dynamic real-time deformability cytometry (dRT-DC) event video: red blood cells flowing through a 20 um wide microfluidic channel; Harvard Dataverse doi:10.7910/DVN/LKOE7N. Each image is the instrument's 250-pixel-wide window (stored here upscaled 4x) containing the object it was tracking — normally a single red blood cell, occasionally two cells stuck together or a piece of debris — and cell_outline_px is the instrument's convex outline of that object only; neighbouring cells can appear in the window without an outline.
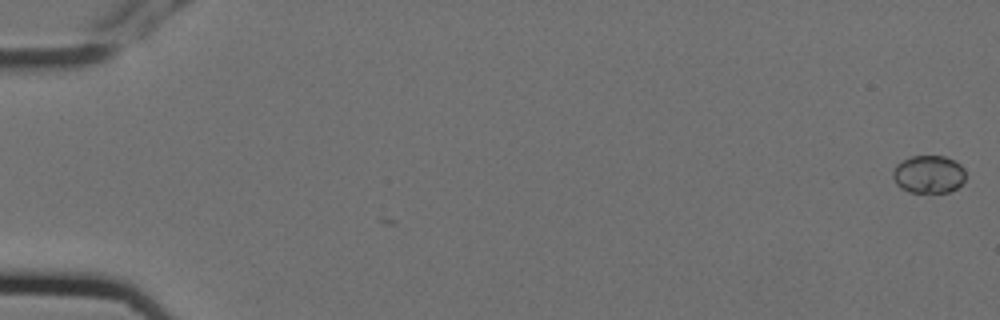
{"species": "Egyptian fruit bat (a non-hibernating species)", "species_latin": "Rousettus aegyptiacus", "temperature_condition": "cold", "stored_images_in_passage": 9, "camera_frame_rate_fps": 3000, "um_per_image_px": 0.085, "animal": {"sex": "female"}, "frame": {"image": 1, "passage_image": 1, "time_ms": 0.0, "image_size_px": [1000, 320], "cell_outline_px": [[964, 180], [956, 188], [948, 192], [908, 192], [900, 188], [896, 184], [892, 176], [892, 172], [896, 164], [912, 156], [944, 156], [960, 164], [964, 168]], "centroid_in_image_um": [78.9, 14.82], "position_along_channel_um": 6.1, "area_um2": 15.95}}
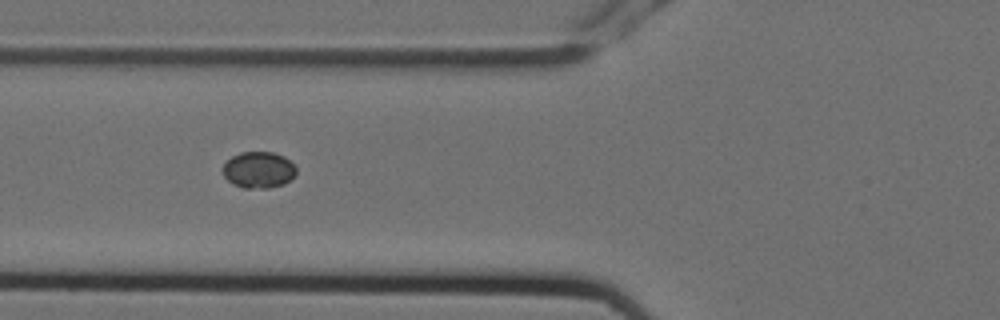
{"frame": {"image": 2, "passage_image": 7, "time_ms": 2.0, "image_size_px": [1000, 320], "cell_outline_px": [[296, 172], [284, 184], [268, 188], [244, 188], [232, 184], [220, 172], [220, 168], [224, 160], [240, 152], [272, 152], [284, 156], [296, 168]], "centroid_in_image_um": [21.89, 14.43], "position_along_channel_um": 103.9, "area_um2": 15.78}}
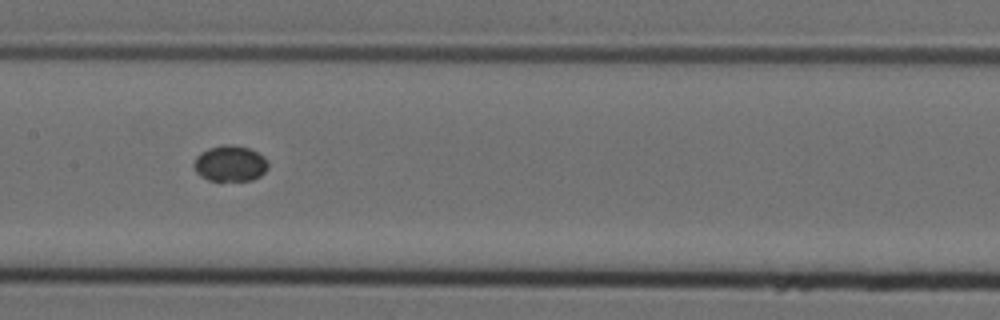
{"frame": {"image": 3, "passage_image": 9, "time_ms": 2.667, "image_size_px": [1000, 320], "cell_outline_px": [[268, 168], [260, 176], [252, 180], [208, 180], [200, 176], [196, 172], [192, 164], [196, 156], [200, 152], [208, 148], [224, 144], [232, 144], [248, 148], [264, 156], [268, 160]], "centroid_in_image_um": [19.54, 13.89], "position_along_channel_um": 187.9, "area_um2": 15.66}}